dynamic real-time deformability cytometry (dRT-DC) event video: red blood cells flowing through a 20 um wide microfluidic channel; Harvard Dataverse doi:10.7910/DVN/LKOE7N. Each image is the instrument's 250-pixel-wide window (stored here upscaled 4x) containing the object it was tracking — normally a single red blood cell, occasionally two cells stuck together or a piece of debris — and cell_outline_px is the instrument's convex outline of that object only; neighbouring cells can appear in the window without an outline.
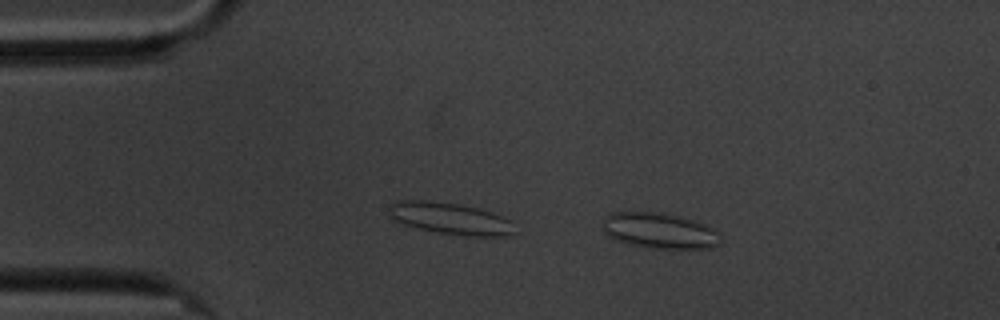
{"species": "common noctule bat (a hibernating species)", "species_latin": "Nyctalus noctula", "temperature_condition": "cold", "stored_images_in_passage": 50, "camera_frame_rate_fps": 3000, "um_per_image_px": 0.085, "animal": {"sex": "male", "body_mass_g": 20.1, "forearm_length_mm": 53.5}, "frame": {"image": 1, "passage_image": 5, "time_ms": 1.333, "image_size_px": [1000, 320], "cell_outline_px": [[720, 244], [712, 248], [648, 248], [616, 240], [608, 236], [604, 232], [600, 224], [604, 216], [612, 212], [660, 212], [680, 216], [704, 224], [712, 228], [720, 236]], "centroid_in_image_um": [56.0, 19.6], "position_along_channel_um": 29.0, "area_um2": 24.62}}
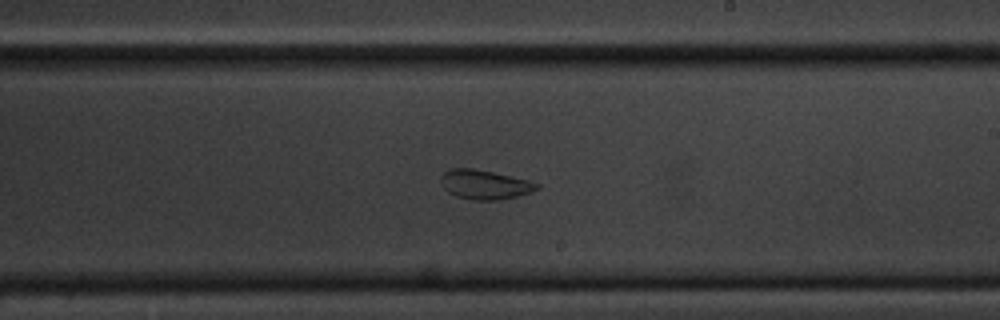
{"frame": {"image": 2, "passage_image": 29, "time_ms": 9.333, "image_size_px": [1000, 320], "cell_outline_px": [[540, 188], [532, 192], [500, 200], [476, 200], [456, 196], [448, 192], [440, 184], [440, 176], [444, 172], [452, 168], [472, 168], [492, 172], [528, 180], [540, 184]], "centroid_in_image_um": [41.19, 15.69], "position_along_channel_um": 247.8, "area_um2": 16.42}}
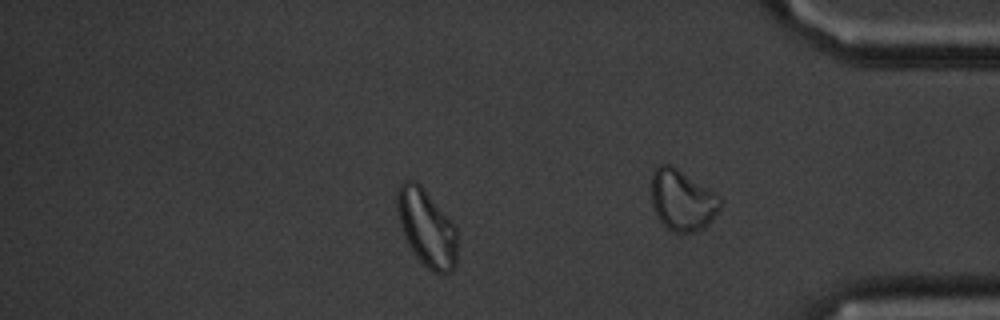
{"frame": {"image": 3, "passage_image": 41, "time_ms": 13.333, "image_size_px": [1000, 320], "cell_outline_px": [[456, 264], [452, 272], [440, 276], [432, 272], [416, 256], [408, 244], [404, 236], [396, 208], [396, 188], [404, 180], [416, 180], [424, 188], [456, 228]], "centroid_in_image_um": [36.24, 19.37], "position_along_channel_um": 399.0, "area_um2": 27.11}, "authors_computed_cell_mechanics": {"area_um2": 19.2474, "velocity_mm_per_s": 3.3845, "shape_relaxation_time_tau1_ms": null, "shape_relaxation_time_tau2_ms": 0.7471, "deformation_change_tau1": null, "deformation_change_tau2": 0.0561}}